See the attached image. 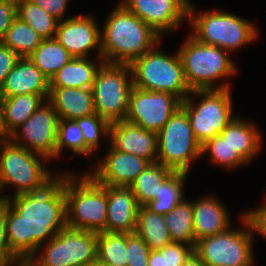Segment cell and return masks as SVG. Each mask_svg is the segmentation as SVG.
Wrapping results in <instances>:
<instances>
[{"mask_svg":"<svg viewBox=\"0 0 266 266\" xmlns=\"http://www.w3.org/2000/svg\"><path fill=\"white\" fill-rule=\"evenodd\" d=\"M242 219L246 230L229 228L197 241L194 251L207 266H251L254 259L251 247L253 229L245 215Z\"/></svg>","mask_w":266,"mask_h":266,"instance_id":"obj_12","label":"cell"},{"mask_svg":"<svg viewBox=\"0 0 266 266\" xmlns=\"http://www.w3.org/2000/svg\"><path fill=\"white\" fill-rule=\"evenodd\" d=\"M186 172L174 171L160 186V191L145 206L158 214L165 215L183 199V183Z\"/></svg>","mask_w":266,"mask_h":266,"instance_id":"obj_32","label":"cell"},{"mask_svg":"<svg viewBox=\"0 0 266 266\" xmlns=\"http://www.w3.org/2000/svg\"><path fill=\"white\" fill-rule=\"evenodd\" d=\"M81 128L85 141V155L91 153L98 148V139L100 134L109 137L110 124L102 119L97 113L93 115L75 119Z\"/></svg>","mask_w":266,"mask_h":266,"instance_id":"obj_36","label":"cell"},{"mask_svg":"<svg viewBox=\"0 0 266 266\" xmlns=\"http://www.w3.org/2000/svg\"><path fill=\"white\" fill-rule=\"evenodd\" d=\"M17 17L32 27L43 39L55 38L59 20L29 0H16Z\"/></svg>","mask_w":266,"mask_h":266,"instance_id":"obj_31","label":"cell"},{"mask_svg":"<svg viewBox=\"0 0 266 266\" xmlns=\"http://www.w3.org/2000/svg\"><path fill=\"white\" fill-rule=\"evenodd\" d=\"M0 139H4V130L2 126V97L0 95Z\"/></svg>","mask_w":266,"mask_h":266,"instance_id":"obj_47","label":"cell"},{"mask_svg":"<svg viewBox=\"0 0 266 266\" xmlns=\"http://www.w3.org/2000/svg\"><path fill=\"white\" fill-rule=\"evenodd\" d=\"M174 172L159 162L150 163L130 186L139 206H144L156 197L160 186Z\"/></svg>","mask_w":266,"mask_h":266,"instance_id":"obj_29","label":"cell"},{"mask_svg":"<svg viewBox=\"0 0 266 266\" xmlns=\"http://www.w3.org/2000/svg\"><path fill=\"white\" fill-rule=\"evenodd\" d=\"M158 250L164 254L165 266H182L194 247L186 243L171 242Z\"/></svg>","mask_w":266,"mask_h":266,"instance_id":"obj_38","label":"cell"},{"mask_svg":"<svg viewBox=\"0 0 266 266\" xmlns=\"http://www.w3.org/2000/svg\"><path fill=\"white\" fill-rule=\"evenodd\" d=\"M255 126L234 117V119L222 130L221 135L227 139L232 149L246 161L250 162L259 151L261 145V134Z\"/></svg>","mask_w":266,"mask_h":266,"instance_id":"obj_25","label":"cell"},{"mask_svg":"<svg viewBox=\"0 0 266 266\" xmlns=\"http://www.w3.org/2000/svg\"><path fill=\"white\" fill-rule=\"evenodd\" d=\"M42 41L32 27L16 17L1 42L19 57H29Z\"/></svg>","mask_w":266,"mask_h":266,"instance_id":"obj_30","label":"cell"},{"mask_svg":"<svg viewBox=\"0 0 266 266\" xmlns=\"http://www.w3.org/2000/svg\"><path fill=\"white\" fill-rule=\"evenodd\" d=\"M85 266H109V265L105 264L101 259L96 257L94 260H92L90 263H88Z\"/></svg>","mask_w":266,"mask_h":266,"instance_id":"obj_46","label":"cell"},{"mask_svg":"<svg viewBox=\"0 0 266 266\" xmlns=\"http://www.w3.org/2000/svg\"><path fill=\"white\" fill-rule=\"evenodd\" d=\"M43 8L47 13L62 21L69 0H29Z\"/></svg>","mask_w":266,"mask_h":266,"instance_id":"obj_42","label":"cell"},{"mask_svg":"<svg viewBox=\"0 0 266 266\" xmlns=\"http://www.w3.org/2000/svg\"><path fill=\"white\" fill-rule=\"evenodd\" d=\"M49 95L21 94L2 98V126L4 139L13 134L24 123Z\"/></svg>","mask_w":266,"mask_h":266,"instance_id":"obj_23","label":"cell"},{"mask_svg":"<svg viewBox=\"0 0 266 266\" xmlns=\"http://www.w3.org/2000/svg\"><path fill=\"white\" fill-rule=\"evenodd\" d=\"M101 33V60L128 64L159 43L160 35L123 4L113 10Z\"/></svg>","mask_w":266,"mask_h":266,"instance_id":"obj_2","label":"cell"},{"mask_svg":"<svg viewBox=\"0 0 266 266\" xmlns=\"http://www.w3.org/2000/svg\"><path fill=\"white\" fill-rule=\"evenodd\" d=\"M106 232L134 233L139 205L131 187L107 185Z\"/></svg>","mask_w":266,"mask_h":266,"instance_id":"obj_19","label":"cell"},{"mask_svg":"<svg viewBox=\"0 0 266 266\" xmlns=\"http://www.w3.org/2000/svg\"><path fill=\"white\" fill-rule=\"evenodd\" d=\"M133 86L146 91L169 92L184 101L192 92L177 52L166 55L157 48L146 52L130 64Z\"/></svg>","mask_w":266,"mask_h":266,"instance_id":"obj_4","label":"cell"},{"mask_svg":"<svg viewBox=\"0 0 266 266\" xmlns=\"http://www.w3.org/2000/svg\"><path fill=\"white\" fill-rule=\"evenodd\" d=\"M244 215L248 218L254 232L256 231L266 238V204Z\"/></svg>","mask_w":266,"mask_h":266,"instance_id":"obj_43","label":"cell"},{"mask_svg":"<svg viewBox=\"0 0 266 266\" xmlns=\"http://www.w3.org/2000/svg\"><path fill=\"white\" fill-rule=\"evenodd\" d=\"M64 147L70 148L75 154H85L83 133L75 120L59 119L58 121L56 158Z\"/></svg>","mask_w":266,"mask_h":266,"instance_id":"obj_35","label":"cell"},{"mask_svg":"<svg viewBox=\"0 0 266 266\" xmlns=\"http://www.w3.org/2000/svg\"><path fill=\"white\" fill-rule=\"evenodd\" d=\"M135 233L151 250H158L172 242L164 215L149 210L145 205L138 207Z\"/></svg>","mask_w":266,"mask_h":266,"instance_id":"obj_26","label":"cell"},{"mask_svg":"<svg viewBox=\"0 0 266 266\" xmlns=\"http://www.w3.org/2000/svg\"><path fill=\"white\" fill-rule=\"evenodd\" d=\"M100 65L86 57H73L49 80V88H92Z\"/></svg>","mask_w":266,"mask_h":266,"instance_id":"obj_24","label":"cell"},{"mask_svg":"<svg viewBox=\"0 0 266 266\" xmlns=\"http://www.w3.org/2000/svg\"><path fill=\"white\" fill-rule=\"evenodd\" d=\"M109 137L114 149L132 153L148 160L157 162V133L143 129L141 126L122 120L110 124Z\"/></svg>","mask_w":266,"mask_h":266,"instance_id":"obj_18","label":"cell"},{"mask_svg":"<svg viewBox=\"0 0 266 266\" xmlns=\"http://www.w3.org/2000/svg\"><path fill=\"white\" fill-rule=\"evenodd\" d=\"M202 155L188 115L180 107L157 133V162L174 171L188 173L190 163Z\"/></svg>","mask_w":266,"mask_h":266,"instance_id":"obj_9","label":"cell"},{"mask_svg":"<svg viewBox=\"0 0 266 266\" xmlns=\"http://www.w3.org/2000/svg\"><path fill=\"white\" fill-rule=\"evenodd\" d=\"M90 16H75L59 21L55 39L73 56L86 57L88 51L101 50V30Z\"/></svg>","mask_w":266,"mask_h":266,"instance_id":"obj_16","label":"cell"},{"mask_svg":"<svg viewBox=\"0 0 266 266\" xmlns=\"http://www.w3.org/2000/svg\"><path fill=\"white\" fill-rule=\"evenodd\" d=\"M48 100L59 119L75 120L95 113L91 88H50Z\"/></svg>","mask_w":266,"mask_h":266,"instance_id":"obj_21","label":"cell"},{"mask_svg":"<svg viewBox=\"0 0 266 266\" xmlns=\"http://www.w3.org/2000/svg\"><path fill=\"white\" fill-rule=\"evenodd\" d=\"M132 88L130 65L102 61L91 88L95 113L109 124L125 120Z\"/></svg>","mask_w":266,"mask_h":266,"instance_id":"obj_6","label":"cell"},{"mask_svg":"<svg viewBox=\"0 0 266 266\" xmlns=\"http://www.w3.org/2000/svg\"><path fill=\"white\" fill-rule=\"evenodd\" d=\"M49 79L28 58L20 57L0 88V95L12 97L21 94L49 95Z\"/></svg>","mask_w":266,"mask_h":266,"instance_id":"obj_20","label":"cell"},{"mask_svg":"<svg viewBox=\"0 0 266 266\" xmlns=\"http://www.w3.org/2000/svg\"><path fill=\"white\" fill-rule=\"evenodd\" d=\"M186 82L191 90L227 89L228 84L214 87L215 80L236 73L226 50L197 41L190 35L178 51Z\"/></svg>","mask_w":266,"mask_h":266,"instance_id":"obj_5","label":"cell"},{"mask_svg":"<svg viewBox=\"0 0 266 266\" xmlns=\"http://www.w3.org/2000/svg\"><path fill=\"white\" fill-rule=\"evenodd\" d=\"M97 257V233L66 226L52 239L38 260L25 266H85Z\"/></svg>","mask_w":266,"mask_h":266,"instance_id":"obj_11","label":"cell"},{"mask_svg":"<svg viewBox=\"0 0 266 266\" xmlns=\"http://www.w3.org/2000/svg\"><path fill=\"white\" fill-rule=\"evenodd\" d=\"M16 17V0H3L0 2V42L4 39L7 30Z\"/></svg>","mask_w":266,"mask_h":266,"instance_id":"obj_40","label":"cell"},{"mask_svg":"<svg viewBox=\"0 0 266 266\" xmlns=\"http://www.w3.org/2000/svg\"><path fill=\"white\" fill-rule=\"evenodd\" d=\"M97 257L109 266H127L126 233H97Z\"/></svg>","mask_w":266,"mask_h":266,"instance_id":"obj_33","label":"cell"},{"mask_svg":"<svg viewBox=\"0 0 266 266\" xmlns=\"http://www.w3.org/2000/svg\"><path fill=\"white\" fill-rule=\"evenodd\" d=\"M201 152L202 154L209 152V156L212 158L213 162L227 168H233L246 163L239 153L232 149L227 139H225L221 134L215 136L202 145Z\"/></svg>","mask_w":266,"mask_h":266,"instance_id":"obj_34","label":"cell"},{"mask_svg":"<svg viewBox=\"0 0 266 266\" xmlns=\"http://www.w3.org/2000/svg\"><path fill=\"white\" fill-rule=\"evenodd\" d=\"M181 100L169 92L146 91L133 86L126 121L158 133L170 116L181 107Z\"/></svg>","mask_w":266,"mask_h":266,"instance_id":"obj_14","label":"cell"},{"mask_svg":"<svg viewBox=\"0 0 266 266\" xmlns=\"http://www.w3.org/2000/svg\"><path fill=\"white\" fill-rule=\"evenodd\" d=\"M14 262H16V266H23L10 253L9 243L6 236L5 201L0 200V266H9L12 263L14 264Z\"/></svg>","mask_w":266,"mask_h":266,"instance_id":"obj_39","label":"cell"},{"mask_svg":"<svg viewBox=\"0 0 266 266\" xmlns=\"http://www.w3.org/2000/svg\"><path fill=\"white\" fill-rule=\"evenodd\" d=\"M50 80L73 56L55 39H43L28 57Z\"/></svg>","mask_w":266,"mask_h":266,"instance_id":"obj_28","label":"cell"},{"mask_svg":"<svg viewBox=\"0 0 266 266\" xmlns=\"http://www.w3.org/2000/svg\"><path fill=\"white\" fill-rule=\"evenodd\" d=\"M172 242L186 243L195 248L193 201L182 199L172 211L164 215Z\"/></svg>","mask_w":266,"mask_h":266,"instance_id":"obj_27","label":"cell"},{"mask_svg":"<svg viewBox=\"0 0 266 266\" xmlns=\"http://www.w3.org/2000/svg\"><path fill=\"white\" fill-rule=\"evenodd\" d=\"M149 164L144 158L111 146L106 159L90 175L101 185L130 187Z\"/></svg>","mask_w":266,"mask_h":266,"instance_id":"obj_17","label":"cell"},{"mask_svg":"<svg viewBox=\"0 0 266 266\" xmlns=\"http://www.w3.org/2000/svg\"><path fill=\"white\" fill-rule=\"evenodd\" d=\"M19 58L14 51L0 42V88Z\"/></svg>","mask_w":266,"mask_h":266,"instance_id":"obj_41","label":"cell"},{"mask_svg":"<svg viewBox=\"0 0 266 266\" xmlns=\"http://www.w3.org/2000/svg\"><path fill=\"white\" fill-rule=\"evenodd\" d=\"M0 148V190L12 184L17 188L14 195L27 194L44 189L56 178L42 166L37 153L17 146L9 138L0 139Z\"/></svg>","mask_w":266,"mask_h":266,"instance_id":"obj_7","label":"cell"},{"mask_svg":"<svg viewBox=\"0 0 266 266\" xmlns=\"http://www.w3.org/2000/svg\"><path fill=\"white\" fill-rule=\"evenodd\" d=\"M148 266H165L164 254L159 250H151Z\"/></svg>","mask_w":266,"mask_h":266,"instance_id":"obj_44","label":"cell"},{"mask_svg":"<svg viewBox=\"0 0 266 266\" xmlns=\"http://www.w3.org/2000/svg\"><path fill=\"white\" fill-rule=\"evenodd\" d=\"M127 266H148L151 249L134 233H126Z\"/></svg>","mask_w":266,"mask_h":266,"instance_id":"obj_37","label":"cell"},{"mask_svg":"<svg viewBox=\"0 0 266 266\" xmlns=\"http://www.w3.org/2000/svg\"><path fill=\"white\" fill-rule=\"evenodd\" d=\"M182 266H207L201 257L193 251L189 257L185 260Z\"/></svg>","mask_w":266,"mask_h":266,"instance_id":"obj_45","label":"cell"},{"mask_svg":"<svg viewBox=\"0 0 266 266\" xmlns=\"http://www.w3.org/2000/svg\"><path fill=\"white\" fill-rule=\"evenodd\" d=\"M190 94L201 96L200 104L194 106L189 95L181 102V107L186 111L194 136L202 146L220 135L234 119L232 97L229 88L192 90Z\"/></svg>","mask_w":266,"mask_h":266,"instance_id":"obj_8","label":"cell"},{"mask_svg":"<svg viewBox=\"0 0 266 266\" xmlns=\"http://www.w3.org/2000/svg\"><path fill=\"white\" fill-rule=\"evenodd\" d=\"M191 18L194 30L192 37L227 52L249 44L258 35L252 23L228 12L214 10Z\"/></svg>","mask_w":266,"mask_h":266,"instance_id":"obj_10","label":"cell"},{"mask_svg":"<svg viewBox=\"0 0 266 266\" xmlns=\"http://www.w3.org/2000/svg\"><path fill=\"white\" fill-rule=\"evenodd\" d=\"M123 5L159 35L176 28L195 10L189 0H125Z\"/></svg>","mask_w":266,"mask_h":266,"instance_id":"obj_15","label":"cell"},{"mask_svg":"<svg viewBox=\"0 0 266 266\" xmlns=\"http://www.w3.org/2000/svg\"><path fill=\"white\" fill-rule=\"evenodd\" d=\"M42 104L8 137L17 146L37 153L45 161L56 157L58 115L53 104L49 101ZM21 129L22 133L19 130ZM21 135V136H20ZM19 136L21 138H19ZM22 139L20 142L18 140ZM18 141V142H17Z\"/></svg>","mask_w":266,"mask_h":266,"instance_id":"obj_13","label":"cell"},{"mask_svg":"<svg viewBox=\"0 0 266 266\" xmlns=\"http://www.w3.org/2000/svg\"><path fill=\"white\" fill-rule=\"evenodd\" d=\"M229 216L214 196L193 202V223L196 242L223 233L230 227Z\"/></svg>","mask_w":266,"mask_h":266,"instance_id":"obj_22","label":"cell"},{"mask_svg":"<svg viewBox=\"0 0 266 266\" xmlns=\"http://www.w3.org/2000/svg\"><path fill=\"white\" fill-rule=\"evenodd\" d=\"M64 193L68 227L95 233L105 231L107 185H101L90 174L80 179L66 174Z\"/></svg>","mask_w":266,"mask_h":266,"instance_id":"obj_3","label":"cell"},{"mask_svg":"<svg viewBox=\"0 0 266 266\" xmlns=\"http://www.w3.org/2000/svg\"><path fill=\"white\" fill-rule=\"evenodd\" d=\"M5 201L6 236L10 253L25 266L37 253L42 242L52 239L67 226L64 175L44 189L9 197Z\"/></svg>","mask_w":266,"mask_h":266,"instance_id":"obj_1","label":"cell"}]
</instances>
